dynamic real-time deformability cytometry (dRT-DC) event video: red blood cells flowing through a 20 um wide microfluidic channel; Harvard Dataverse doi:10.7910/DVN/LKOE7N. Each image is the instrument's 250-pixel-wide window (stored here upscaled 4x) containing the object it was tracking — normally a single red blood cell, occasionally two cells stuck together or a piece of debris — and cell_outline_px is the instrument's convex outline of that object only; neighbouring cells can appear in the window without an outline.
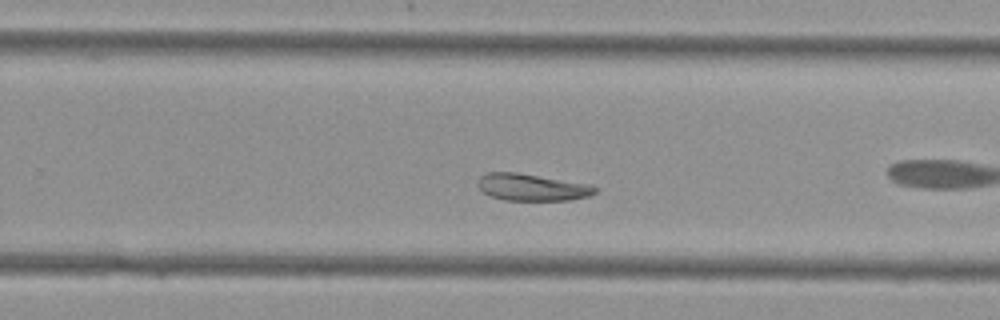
{"species": "Egyptian fruit bat (a non-hibernating species)", "species_latin": "Rousettus aegyptiacus", "temperature_condition": "cold", "stored_images_in_passage": 31, "camera_frame_rate_fps": 3000, "um_per_image_px": 0.085, "animal": {"sex": "female"}, "frame": {"image": 1, "passage_image": 14, "time_ms": 4.333, "image_size_px": [1000, 320], "cell_outline_px": [[596, 192], [592, 196], [572, 200], [504, 200], [492, 196], [484, 192], [476, 184], [476, 180], [484, 172], [516, 172], [588, 184], [596, 188]], "centroid_in_image_um": [45.19, 15.91], "position_along_channel_um": 284.6, "area_um2": 18.44}}